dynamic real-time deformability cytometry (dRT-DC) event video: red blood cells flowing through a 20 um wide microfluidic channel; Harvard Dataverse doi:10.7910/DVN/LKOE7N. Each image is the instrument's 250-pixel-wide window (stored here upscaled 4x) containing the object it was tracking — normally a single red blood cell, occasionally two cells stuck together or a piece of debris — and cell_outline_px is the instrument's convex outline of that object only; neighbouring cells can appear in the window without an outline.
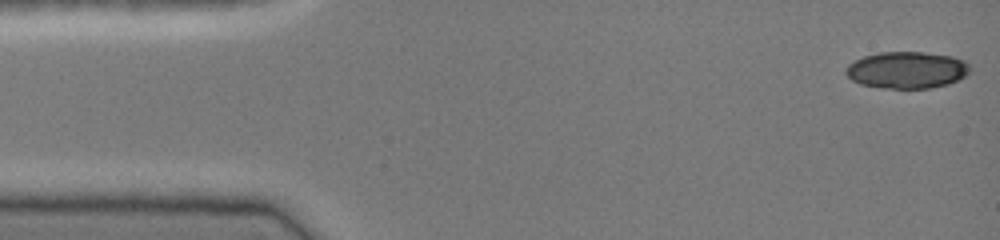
{"species": "common noctule bat (a hibernating species)", "species_latin": "Nyctalus noctula", "temperature_condition": "cold", "stored_images_in_passage": 45, "camera_frame_rate_fps": 3000, "um_per_image_px": 0.085, "animal": {"sex": "female", "body_mass_g": 19.0, "forearm_length_mm": 51.5}, "frame": {"image": 1, "passage_image": 1, "time_ms": 0.0, "image_size_px": [1000, 240], "cell_outline_px": [[972, 68], [964, 76], [948, 84], [928, 88], [884, 88], [860, 84], [852, 80], [844, 72], [844, 68], [848, 64], [864, 56], [880, 52], [924, 52], [952, 56], [964, 60]], "centroid_in_image_um": [77.06, 5.94], "position_along_channel_um": 7.9, "area_um2": 26.59}}
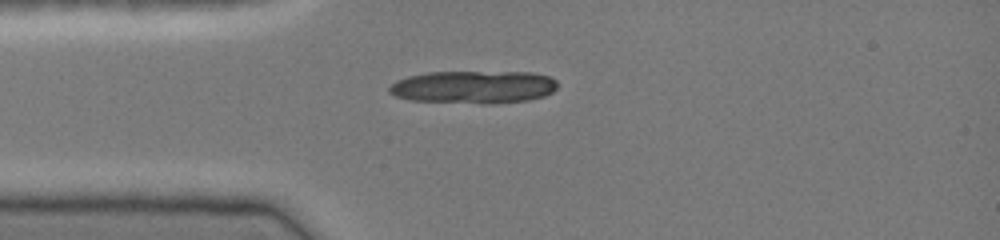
{"frame": {"image": 2, "passage_image": 11, "time_ms": 3.333, "image_size_px": [1000, 240], "cell_outline_px": [[556, 88], [552, 92], [544, 96], [528, 100], [492, 104], [484, 104], [408, 100], [396, 96], [388, 92], [388, 88], [396, 80], [408, 76], [428, 72], [532, 72], [548, 76], [556, 80]], "centroid_in_image_um": [40.24, 7.4], "position_along_channel_um": 44.8, "area_um2": 32.37}}